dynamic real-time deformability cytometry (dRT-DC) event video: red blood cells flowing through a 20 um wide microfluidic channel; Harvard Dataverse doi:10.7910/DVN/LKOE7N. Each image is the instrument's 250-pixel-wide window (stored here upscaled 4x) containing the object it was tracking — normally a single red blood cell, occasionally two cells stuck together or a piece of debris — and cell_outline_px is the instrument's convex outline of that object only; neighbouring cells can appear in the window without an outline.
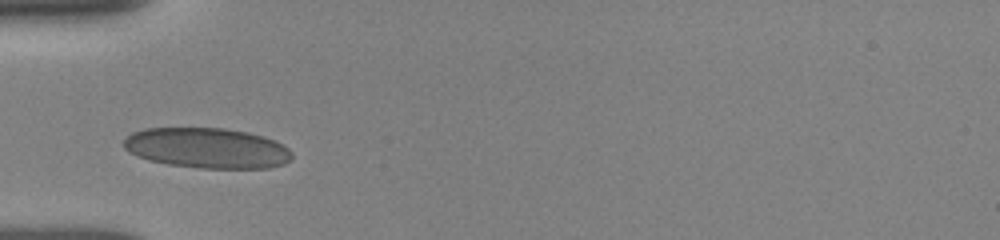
{"species": "human", "species_latin": "Homo sapiens", "temperature_condition": "room temperature", "stored_images_in_passage": 30, "camera_frame_rate_fps": 3000, "um_per_image_px": 0.085, "donor": {"sex": "female"}, "frame": {"image": 1, "passage_image": 1, "time_ms": 0.0, "image_size_px": [1000, 240], "cell_outline_px": [[292, 160], [284, 164], [268, 168], [200, 168], [168, 164], [148, 160], [136, 156], [128, 152], [124, 148], [124, 140], [132, 132], [144, 128], [224, 128], [248, 132], [264, 136], [276, 140], [284, 144], [292, 152]], "centroid_in_image_um": [17.63, 12.58], "position_along_channel_um": 67.4, "area_um2": 39.94}}
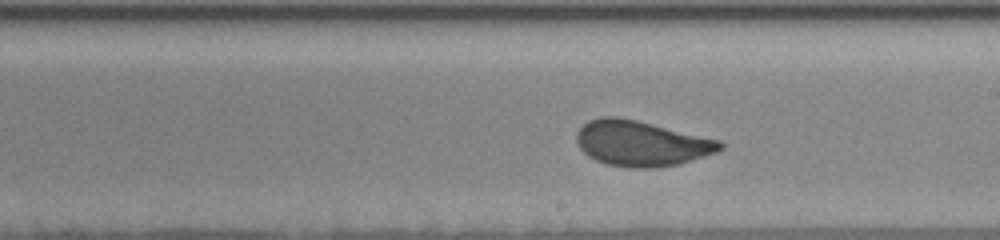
{"frame": {"image": 2, "passage_image": 18, "time_ms": 4.333, "image_size_px": [1000, 240], "cell_outline_px": [[724, 148], [716, 152], [680, 164], [652, 168], [632, 168], [608, 164], [596, 160], [588, 156], [580, 148], [576, 140], [576, 132], [588, 120], [604, 116], [616, 116], [636, 120], [720, 140], [724, 144]], "centroid_in_image_um": [54.51, 12.19], "position_along_channel_um": 234.5, "area_um2": 37.86}}
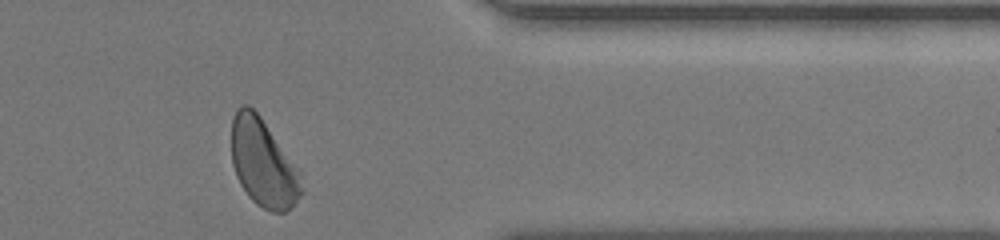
{"frame": {"image": 3, "passage_image": 30, "time_ms": 8.667, "image_size_px": [1000, 240], "cell_outline_px": [[304, 192], [284, 212], [272, 212], [256, 204], [248, 196], [240, 184], [236, 176], [232, 164], [232, 120], [236, 108], [240, 104], [248, 104], [260, 116], [300, 168]], "centroid_in_image_um": [22.39, 13.84], "position_along_channel_um": 389.0, "area_um2": 36.13}, "authors_computed_cell_mechanics": {"area_um2": 37.3388, "velocity_mm_per_s": 3.8592, "shape_relaxation_time_tau1_ms": 7.074, "shape_relaxation_time_tau2_ms": null, "deformation_change_tau1": 0.1689, "deformation_change_tau2": null}}